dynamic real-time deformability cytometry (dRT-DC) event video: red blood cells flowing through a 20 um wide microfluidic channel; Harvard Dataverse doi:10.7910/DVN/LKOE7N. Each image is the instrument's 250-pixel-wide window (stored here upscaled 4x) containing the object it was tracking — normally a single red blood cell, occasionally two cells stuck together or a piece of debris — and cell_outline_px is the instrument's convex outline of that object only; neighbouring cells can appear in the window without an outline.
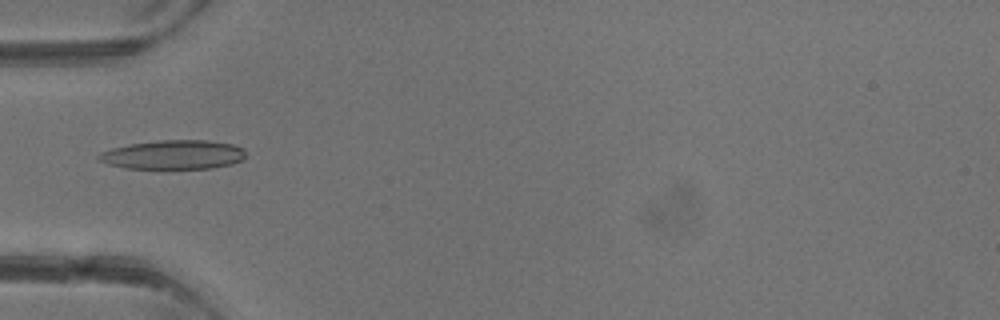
{"species": "common noctule bat (a hibernating species)", "species_latin": "Nyctalus noctula", "temperature_condition": "warm", "stored_images_in_passage": 4, "camera_frame_rate_fps": 3000, "um_per_image_px": 0.085, "animal": {"sex": "male", "body_mass_g": 13.3}, "frame": {"image": 1, "passage_image": 4, "time_ms": 3.667, "image_size_px": [1000, 320], "cell_outline_px": [[244, 160], [232, 164], [212, 168], [124, 168], [108, 164], [100, 160], [96, 156], [100, 152], [112, 148], [128, 144], [160, 140], [208, 140], [232, 144], [244, 148]], "centroid_in_image_um": [14.74, 13.14], "position_along_channel_um": 70.3, "area_um2": 24.97}}